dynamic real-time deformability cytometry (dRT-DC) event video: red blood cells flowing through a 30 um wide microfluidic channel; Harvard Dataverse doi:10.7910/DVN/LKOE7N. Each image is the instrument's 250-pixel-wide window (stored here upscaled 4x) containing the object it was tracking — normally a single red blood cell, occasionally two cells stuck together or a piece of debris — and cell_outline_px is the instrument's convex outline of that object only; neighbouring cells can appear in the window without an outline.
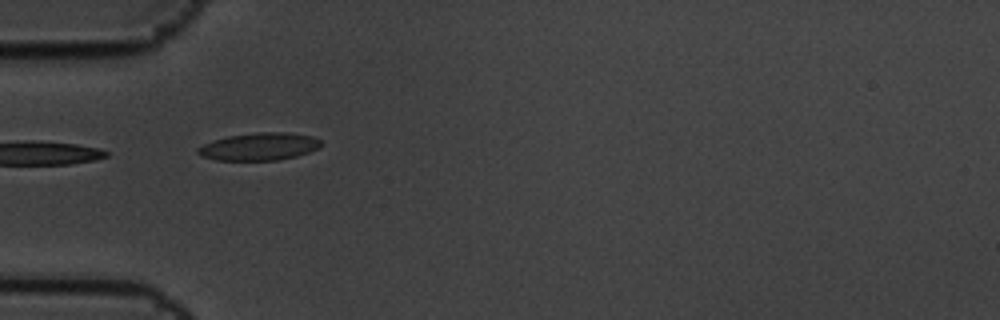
{"species": "common noctule bat (a hibernating species)", "species_latin": "Nyctalus noctula", "temperature_condition": "cold", "stored_images_in_passage": 4, "camera_frame_rate_fps": 3000, "um_per_image_px": 0.085, "animal": {"sex": "male", "body_mass_g": 19.5, "forearm_length_mm": 54.6}, "frame": {"image": 1, "passage_image": 2, "time_ms": 0.333, "image_size_px": [1000, 320], "cell_outline_px": [[324, 144], [320, 148], [296, 156], [276, 160], [216, 160], [200, 156], [196, 152], [196, 148], [204, 144], [228, 136], [256, 132], [288, 132], [312, 136], [320, 140]], "centroid_in_image_um": [22.05, 12.45], "position_along_channel_um": 62.9, "area_um2": 19.83}}
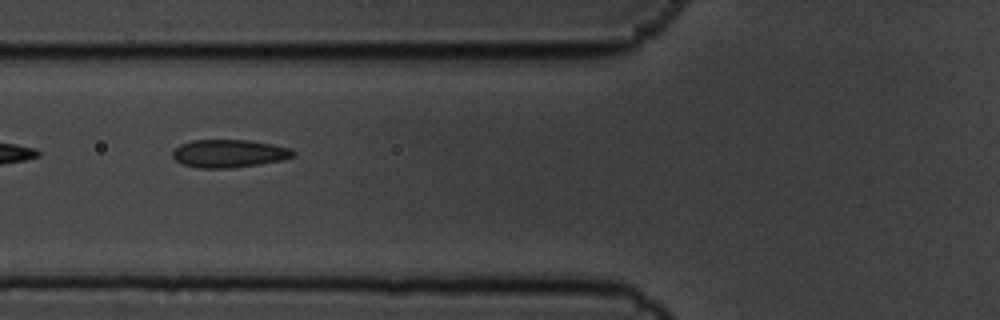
{"frame": {"image": 2, "passage_image": 3, "time_ms": 0.667, "image_size_px": [1000, 320], "cell_outline_px": [[296, 152], [292, 156], [280, 160], [256, 164], [228, 168], [200, 168], [184, 164], [176, 160], [172, 156], [172, 152], [180, 144], [192, 140], [248, 140], [272, 144], [292, 148]], "centroid_in_image_um": [19.45, 13.03], "position_along_channel_um": 106.3, "area_um2": 19.36}}
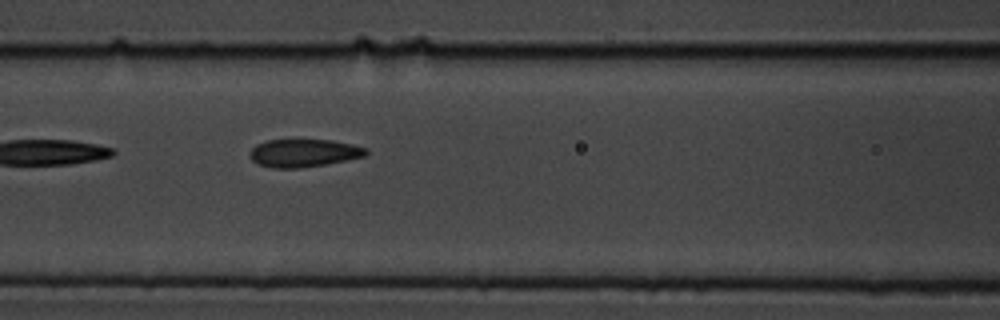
{"frame": {"image": 3, "passage_image": 4, "time_ms": 1.0, "image_size_px": [1000, 320], "cell_outline_px": [[368, 152], [364, 156], [348, 160], [300, 168], [272, 168], [256, 164], [252, 160], [252, 148], [256, 144], [268, 140], [332, 140], [352, 144], [368, 148]], "centroid_in_image_um": [25.84, 13.01], "position_along_channel_um": 140.8, "area_um2": 18.79}}